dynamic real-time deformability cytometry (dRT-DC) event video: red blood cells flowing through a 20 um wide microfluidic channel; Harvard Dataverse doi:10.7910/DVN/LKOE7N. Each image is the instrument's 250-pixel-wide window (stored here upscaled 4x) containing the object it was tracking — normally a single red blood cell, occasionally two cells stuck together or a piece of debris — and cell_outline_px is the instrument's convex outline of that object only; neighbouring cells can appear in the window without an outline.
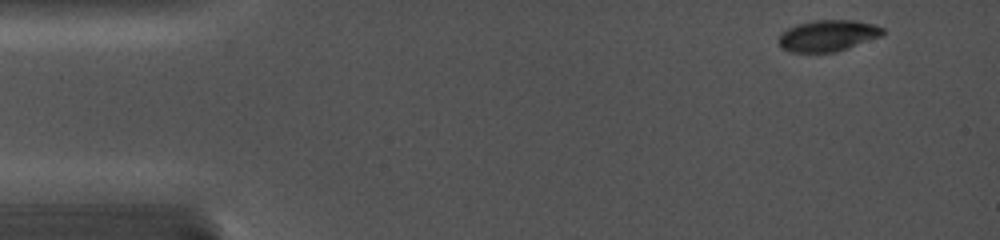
{"species": "common noctule bat (a hibernating species)", "species_latin": "Nyctalus noctula", "temperature_condition": "cold", "stored_images_in_passage": 8, "camera_frame_rate_fps": 5000, "um_per_image_px": 0.085, "animal": {"sex": "female", "body_mass_g": 19.0, "forearm_length_mm": 56.7}, "frame": {"image": 1, "passage_image": 1, "time_ms": 0.0, "image_size_px": [1000, 240], "cell_outline_px": [[884, 36], [836, 52], [788, 52], [780, 48], [780, 32], [796, 24], [816, 20], [856, 20], [876, 24], [884, 28]], "centroid_in_image_um": [70.41, 3.03], "position_along_channel_um": 14.6, "area_um2": 19.31}}
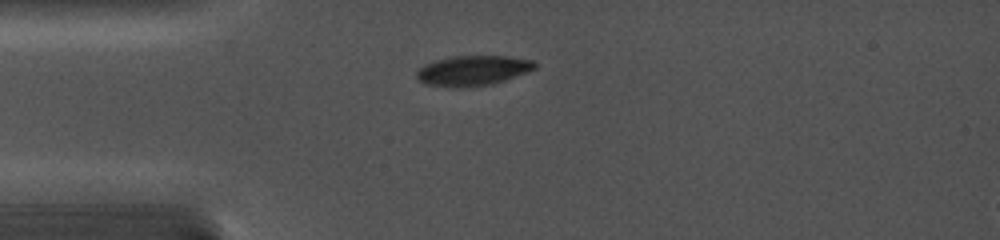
{"frame": {"image": 2, "passage_image": 6, "time_ms": 3.0, "image_size_px": [1000, 240], "cell_outline_px": [[536, 68], [528, 72], [492, 84], [460, 88], [452, 88], [424, 84], [416, 76], [416, 72], [424, 64], [436, 60], [452, 56], [508, 56], [532, 60], [536, 64]], "centroid_in_image_um": [40.17, 6.0], "position_along_channel_um": 44.8, "area_um2": 20.81}}
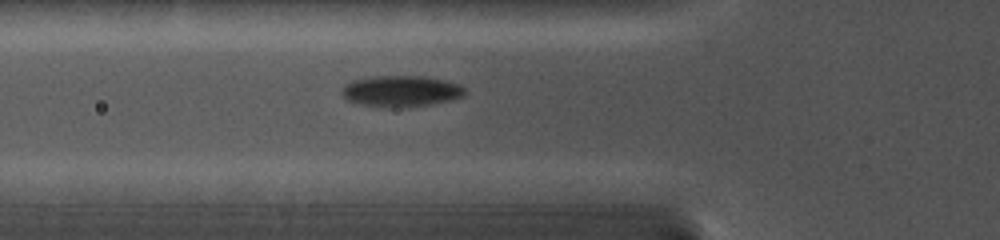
{"frame": {"image": 3, "passage_image": 8, "time_ms": 4.6, "image_size_px": [1000, 240], "cell_outline_px": [[464, 96], [452, 100], [432, 104], [408, 108], [380, 108], [356, 104], [344, 100], [340, 92], [340, 88], [344, 84], [352, 80], [372, 76], [420, 76], [444, 80], [460, 84], [464, 88]], "centroid_in_image_um": [34.0, 7.78], "position_along_channel_um": 91.8, "area_um2": 23.12}}